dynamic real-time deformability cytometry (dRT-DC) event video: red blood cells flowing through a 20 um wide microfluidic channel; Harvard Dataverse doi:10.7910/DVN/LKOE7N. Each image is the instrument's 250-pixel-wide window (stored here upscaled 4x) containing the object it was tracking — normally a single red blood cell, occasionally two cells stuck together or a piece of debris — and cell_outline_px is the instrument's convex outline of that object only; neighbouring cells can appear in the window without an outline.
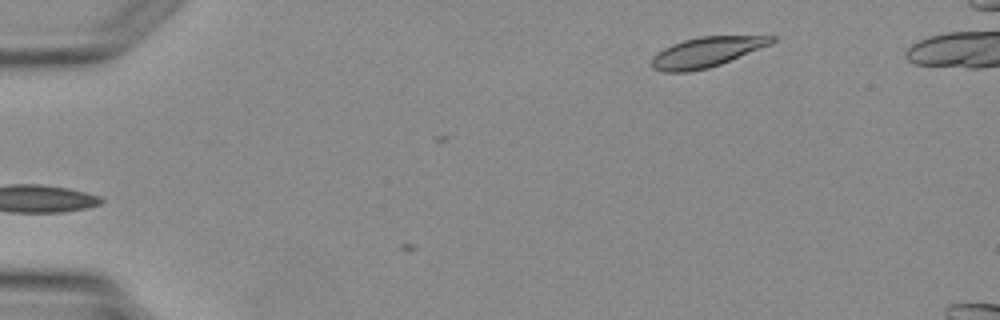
{"species": "Egyptian fruit bat (a non-hibernating species)", "species_latin": "Rousettus aegyptiacus", "temperature_condition": "warm", "stored_images_in_passage": 4, "camera_frame_rate_fps": 3000, "um_per_image_px": 0.085, "animal": {"sex": "female"}, "frame": {"image": 1, "passage_image": 1, "time_ms": 0.0, "image_size_px": [1000, 320], "cell_outline_px": [[776, 40], [772, 44], [720, 64], [708, 68], [688, 72], [664, 72], [652, 68], [652, 56], [664, 48], [672, 44], [684, 40], [700, 36], [776, 36]], "centroid_in_image_um": [60.05, 4.43], "position_along_channel_um": 25.0, "area_um2": 20.92}}